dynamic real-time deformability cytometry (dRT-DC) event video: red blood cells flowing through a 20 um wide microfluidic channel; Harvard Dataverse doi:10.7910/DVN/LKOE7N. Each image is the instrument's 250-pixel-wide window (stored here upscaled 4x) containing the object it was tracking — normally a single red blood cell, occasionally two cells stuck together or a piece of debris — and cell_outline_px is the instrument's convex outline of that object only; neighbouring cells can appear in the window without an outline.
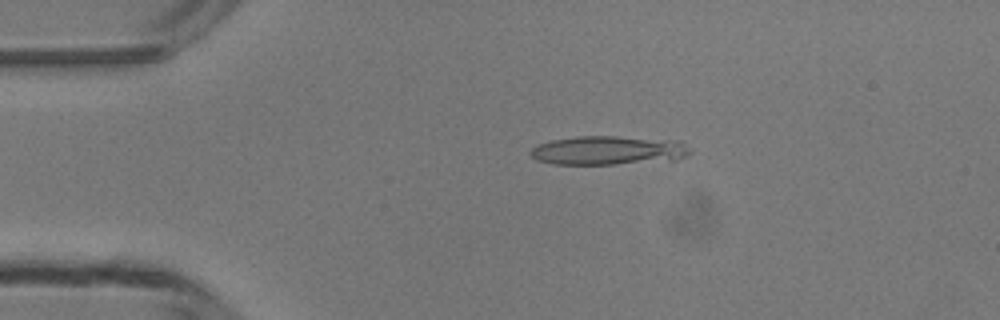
{"species": "common noctule bat (a hibernating species)", "species_latin": "Nyctalus noctula", "temperature_condition": "room temperature", "stored_images_in_passage": 13, "camera_frame_rate_fps": 3000, "um_per_image_px": 0.085, "animal": {"sex": "male", "body_mass_g": 13.3}, "frame": {"image": 1, "passage_image": 10, "time_ms": 3.0, "image_size_px": [1000, 320], "cell_outline_px": [[692, 152], [688, 156], [676, 160], [616, 164], [552, 164], [536, 160], [528, 152], [532, 148], [540, 144], [552, 140], [576, 136], [616, 136], [680, 140]], "centroid_in_image_um": [51.74, 12.78], "position_along_channel_um": 33.3, "area_um2": 27.17}}